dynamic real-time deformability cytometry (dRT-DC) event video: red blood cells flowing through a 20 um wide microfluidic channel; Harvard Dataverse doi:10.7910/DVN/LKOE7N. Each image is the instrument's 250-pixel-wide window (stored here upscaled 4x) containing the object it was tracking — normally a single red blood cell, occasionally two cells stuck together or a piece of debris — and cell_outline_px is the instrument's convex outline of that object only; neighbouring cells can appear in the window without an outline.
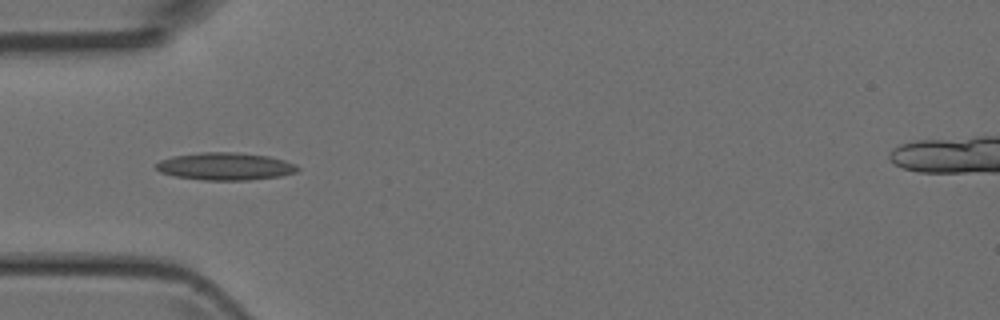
{"species": "Egyptian fruit bat (a non-hibernating species)", "species_latin": "Rousettus aegyptiacus", "temperature_condition": "room temperature", "stored_images_in_passage": 32, "camera_frame_rate_fps": 3000, "um_per_image_px": 0.085, "animal": {"sex": "female"}, "frame": {"image": 1, "passage_image": 1, "time_ms": 0.0, "image_size_px": [1000, 320], "cell_outline_px": [[300, 168], [296, 172], [280, 176], [248, 180], [204, 180], [176, 176], [160, 172], [156, 168], [156, 164], [160, 160], [172, 156], [200, 152], [236, 152], [268, 156], [284, 160], [296, 164]], "centroid_in_image_um": [19.15, 14.13], "position_along_channel_um": 65.8, "area_um2": 22.66}}
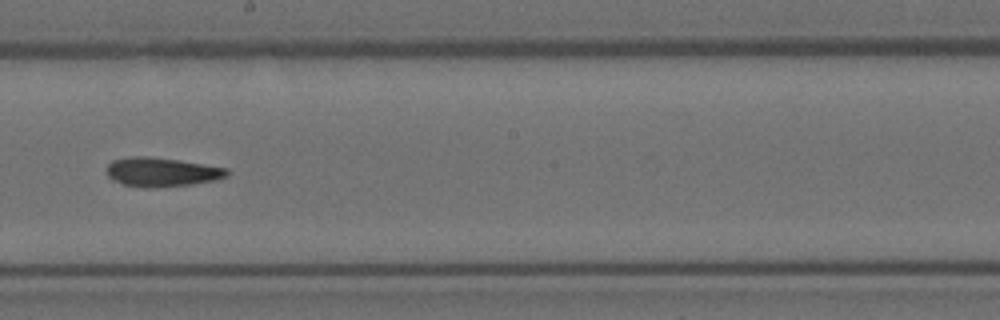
{"frame": {"image": 2, "passage_image": 13, "time_ms": 4.0, "image_size_px": [1000, 320], "cell_outline_px": [[228, 176], [216, 180], [192, 184], [156, 188], [144, 188], [124, 184], [112, 180], [108, 176], [108, 164], [112, 160], [132, 156], [148, 156], [176, 160], [228, 168]], "centroid_in_image_um": [13.74, 14.63], "position_along_channel_um": 234.5, "area_um2": 20.35}}
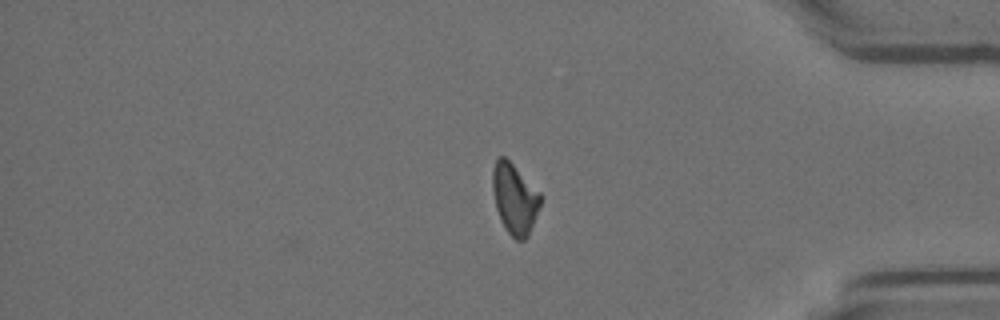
{"frame": {"image": 3, "passage_image": 26, "time_ms": 8.333, "image_size_px": [1000, 320], "cell_outline_px": [[540, 204], [528, 236], [524, 240], [516, 240], [508, 232], [500, 220], [496, 208], [492, 188], [492, 172], [496, 160], [500, 156], [504, 156], [540, 192]], "centroid_in_image_um": [43.72, 16.9], "position_along_channel_um": 391.5, "area_um2": 19.31}}